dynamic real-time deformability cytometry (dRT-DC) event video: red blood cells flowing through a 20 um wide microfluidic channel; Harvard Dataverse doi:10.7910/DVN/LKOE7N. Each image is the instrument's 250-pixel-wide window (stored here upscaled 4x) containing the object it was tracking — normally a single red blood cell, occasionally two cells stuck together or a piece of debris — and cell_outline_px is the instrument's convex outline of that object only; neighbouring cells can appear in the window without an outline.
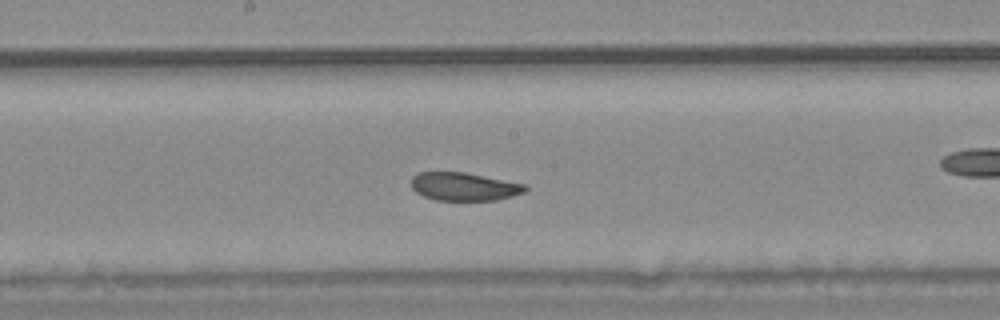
{"species": "common noctule bat (a hibernating species)", "species_latin": "Nyctalus noctula", "temperature_condition": "warm", "stored_images_in_passage": 49, "camera_frame_rate_fps": 3000, "um_per_image_px": 0.085, "animal": {"sex": "male", "body_mass_g": 20.4}, "frame": {"image": 1, "passage_image": 28, "time_ms": 9.0, "image_size_px": [1000, 320], "cell_outline_px": [[528, 188], [524, 192], [512, 196], [496, 200], [436, 200], [424, 196], [416, 192], [412, 188], [412, 176], [420, 172], [464, 172], [528, 184]], "centroid_in_image_um": [39.48, 15.85], "position_along_channel_um": 208.7, "area_um2": 18.73}, "authors_computed_cell_mechanics": {"area_um2": 20.8658, "velocity_mm_per_s": 3.662, "shape_relaxation_time_tau1_ms": null, "shape_relaxation_time_tau2_ms": 4.0974, "deformation_change_tau1": null, "deformation_change_tau2": 0.1076}}